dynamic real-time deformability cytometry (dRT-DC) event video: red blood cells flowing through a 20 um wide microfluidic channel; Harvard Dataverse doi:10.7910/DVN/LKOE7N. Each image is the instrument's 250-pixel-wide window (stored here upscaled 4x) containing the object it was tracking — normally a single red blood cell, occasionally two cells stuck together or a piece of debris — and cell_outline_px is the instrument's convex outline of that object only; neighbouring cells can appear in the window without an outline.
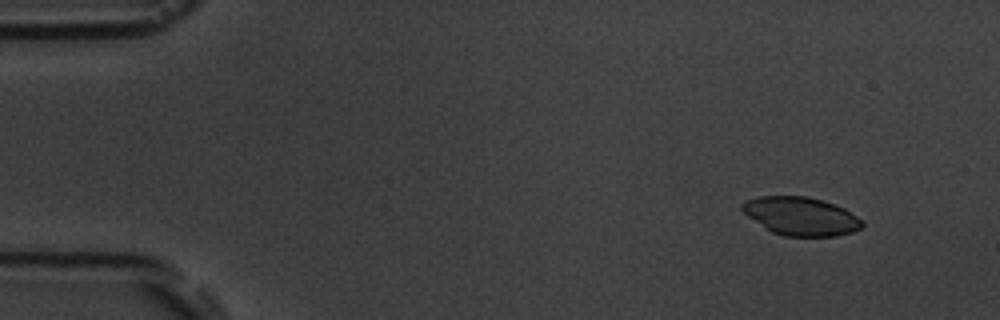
{"species": "common noctule bat (a hibernating species)", "species_latin": "Nyctalus noctula", "temperature_condition": "room temperature", "stored_images_in_passage": 5, "camera_frame_rate_fps": 3000, "um_per_image_px": 0.085, "animal": {"sex": "male", "body_mass_g": 19.5, "forearm_length_mm": 54.6}, "frame": {"image": 1, "passage_image": 2, "time_ms": 1.333, "image_size_px": [1000, 320], "cell_outline_px": [[864, 224], [860, 228], [852, 232], [836, 236], [784, 236], [772, 232], [748, 216], [740, 208], [740, 204], [748, 200], [760, 196], [808, 196], [844, 208], [864, 220]], "centroid_in_image_um": [68.09, 18.38], "position_along_channel_um": 16.9, "area_um2": 26.65}}
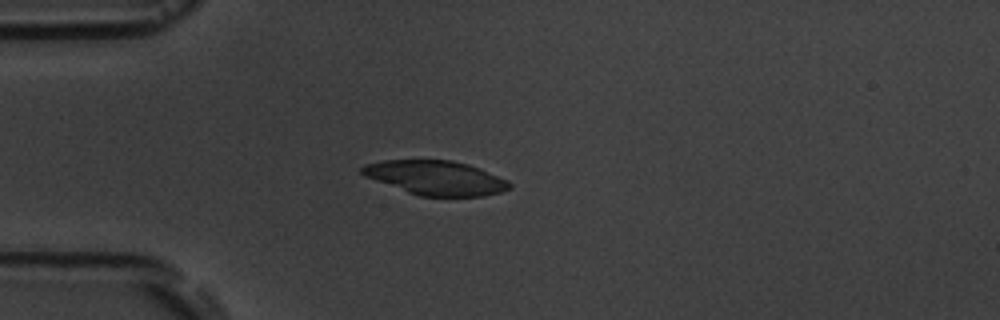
{"frame": {"image": 2, "passage_image": 5, "time_ms": 4.667, "image_size_px": [1000, 320], "cell_outline_px": [[512, 188], [500, 192], [484, 196], [420, 196], [408, 192], [364, 176], [360, 172], [360, 168], [364, 164], [384, 160], [452, 160], [468, 164], [480, 168], [508, 180], [512, 184]], "centroid_in_image_um": [37.06, 15.11], "position_along_channel_um": 47.9, "area_um2": 29.48}}